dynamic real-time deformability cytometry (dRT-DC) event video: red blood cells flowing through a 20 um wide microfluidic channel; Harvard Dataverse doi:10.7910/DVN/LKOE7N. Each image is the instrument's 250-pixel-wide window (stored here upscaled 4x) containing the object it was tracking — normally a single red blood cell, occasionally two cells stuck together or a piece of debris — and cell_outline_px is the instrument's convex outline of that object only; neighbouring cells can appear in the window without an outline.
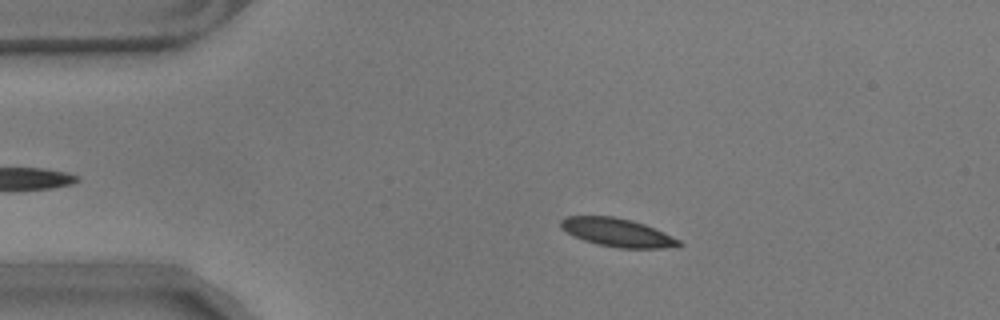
{"species": "common noctule bat (a hibernating species)", "species_latin": "Nyctalus noctula", "temperature_condition": "warm", "stored_images_in_passage": 47, "camera_frame_rate_fps": 3000, "um_per_image_px": 0.085, "animal": {"sex": "male", "body_mass_g": 17.9}, "frame": {"image": 1, "passage_image": 8, "time_ms": 2.333, "image_size_px": [1000, 320], "cell_outline_px": [[684, 244], [664, 248], [620, 248], [600, 244], [584, 240], [560, 228], [560, 220], [564, 216], [612, 216], [632, 220], [644, 224], [664, 232], [680, 240]], "centroid_in_image_um": [52.47, 19.75], "position_along_channel_um": 32.5, "area_um2": 19.31}}
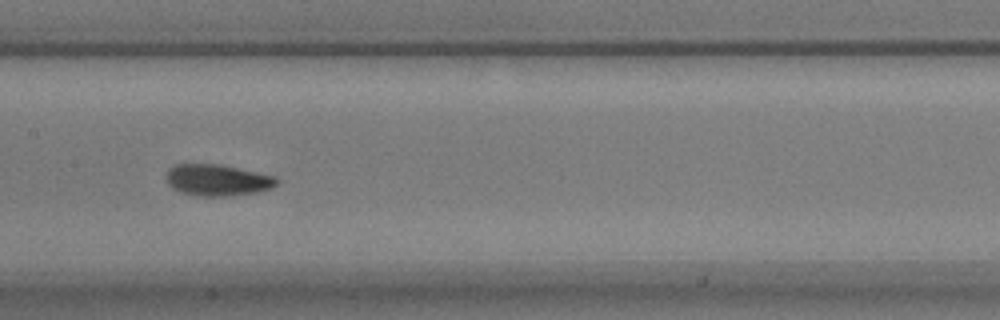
{"frame": {"image": 2, "passage_image": 25, "time_ms": 8.0, "image_size_px": [1000, 320], "cell_outline_px": [[280, 180], [272, 188], [256, 192], [224, 196], [196, 196], [180, 192], [172, 188], [168, 184], [168, 168], [176, 164], [220, 164], [276, 176]], "centroid_in_image_um": [18.49, 15.3], "position_along_channel_um": 188.9, "area_um2": 20.23}}
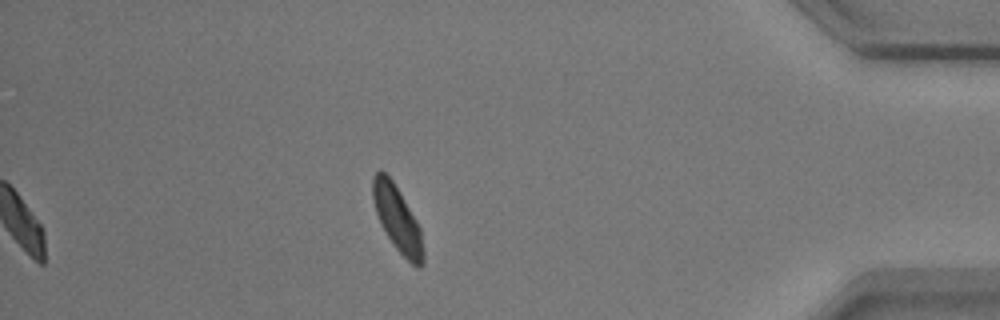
{"frame": {"image": 3, "passage_image": 47, "time_ms": 15.333, "image_size_px": [1000, 320], "cell_outline_px": [[424, 260], [420, 268], [416, 268], [396, 248], [380, 224], [376, 212], [372, 196], [372, 180], [376, 172], [380, 168], [392, 180], [416, 220], [420, 228], [424, 248]], "centroid_in_image_um": [33.78, 18.62], "position_along_channel_um": 401.4, "area_um2": 19.02}, "authors_computed_cell_mechanics": {"area_um2": 19.4208, "velocity_mm_per_s": 3.487, "shape_relaxation_time_tau1_ms": 3.8026, "shape_relaxation_time_tau2_ms": 1.4313, "deformation_change_tau1": 0.1086, "deformation_change_tau2": 0.0584}}